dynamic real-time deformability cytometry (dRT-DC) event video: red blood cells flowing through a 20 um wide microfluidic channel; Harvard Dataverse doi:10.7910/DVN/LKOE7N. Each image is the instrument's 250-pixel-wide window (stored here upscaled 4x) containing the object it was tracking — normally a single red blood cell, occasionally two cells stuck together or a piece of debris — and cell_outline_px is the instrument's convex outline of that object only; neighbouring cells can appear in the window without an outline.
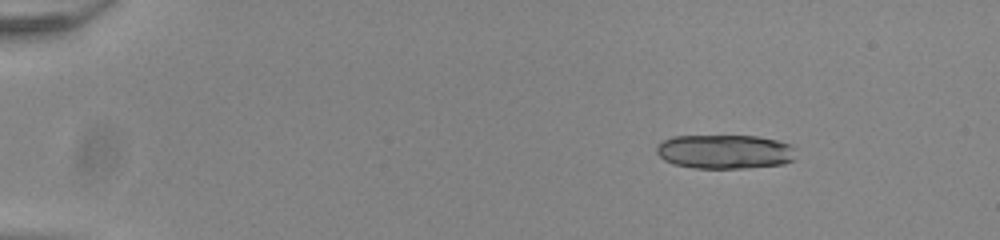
{"species": "common noctule bat (a hibernating species)", "species_latin": "Nyctalus noctula", "temperature_condition": "room temperature", "stored_images_in_passage": 21, "camera_frame_rate_fps": 3000, "um_per_image_px": 0.085, "animal": {"sex": "male", "body_mass_g": 20.0, "forearm_length_mm": 53.3}, "frame": {"image": 1, "passage_image": 7, "time_ms": 2.0, "image_size_px": [1000, 240], "cell_outline_px": [[796, 148], [792, 160], [784, 164], [744, 168], [692, 168], [672, 164], [664, 160], [656, 152], [656, 148], [664, 140], [672, 136], [756, 136], [776, 140], [792, 144]], "centroid_in_image_um": [61.62, 12.89], "position_along_channel_um": 23.4, "area_um2": 27.86}}